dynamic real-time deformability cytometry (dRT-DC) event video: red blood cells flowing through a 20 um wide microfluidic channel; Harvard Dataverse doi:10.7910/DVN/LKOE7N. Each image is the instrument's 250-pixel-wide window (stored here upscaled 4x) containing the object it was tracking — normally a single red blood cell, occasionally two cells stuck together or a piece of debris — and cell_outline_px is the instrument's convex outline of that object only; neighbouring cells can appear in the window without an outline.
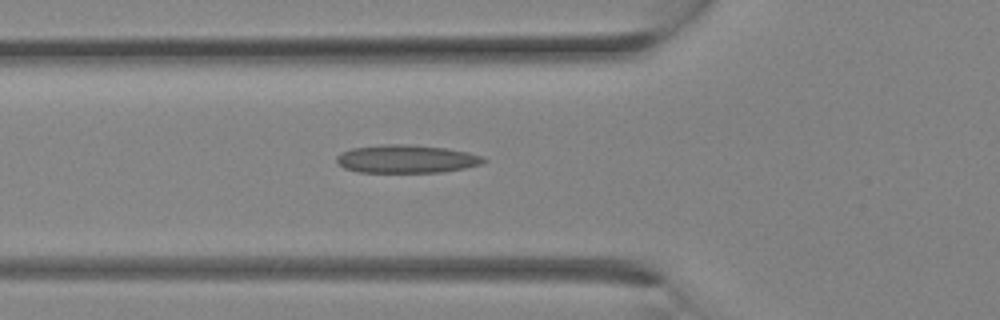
{"species": "Egyptian fruit bat (a non-hibernating species)", "species_latin": "Rousettus aegyptiacus", "temperature_condition": "room temperature", "stored_images_in_passage": 12, "camera_frame_rate_fps": 3000, "um_per_image_px": 0.085, "animal": {"sex": "female"}, "frame": {"image": 1, "passage_image": 10, "time_ms": 3.0, "image_size_px": [1000, 320], "cell_outline_px": [[488, 160], [480, 164], [464, 168], [444, 172], [360, 172], [344, 168], [336, 160], [336, 156], [340, 152], [352, 148], [384, 144], [404, 144], [448, 148], [468, 152], [484, 156]], "centroid_in_image_um": [34.57, 13.5], "position_along_channel_um": 91.2, "area_um2": 24.16}}
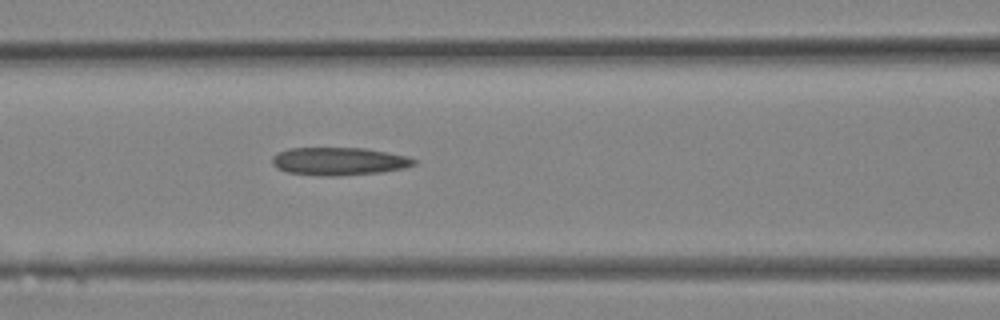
{"frame": {"image": 2, "passage_image": 12, "time_ms": 3.667, "image_size_px": [1000, 320], "cell_outline_px": [[416, 164], [404, 168], [380, 172], [340, 176], [320, 176], [288, 172], [276, 168], [272, 164], [272, 156], [288, 148], [364, 148], [388, 152], [408, 156], [416, 160]], "centroid_in_image_um": [28.81, 13.71], "position_along_channel_um": 137.8, "area_um2": 23.12}}